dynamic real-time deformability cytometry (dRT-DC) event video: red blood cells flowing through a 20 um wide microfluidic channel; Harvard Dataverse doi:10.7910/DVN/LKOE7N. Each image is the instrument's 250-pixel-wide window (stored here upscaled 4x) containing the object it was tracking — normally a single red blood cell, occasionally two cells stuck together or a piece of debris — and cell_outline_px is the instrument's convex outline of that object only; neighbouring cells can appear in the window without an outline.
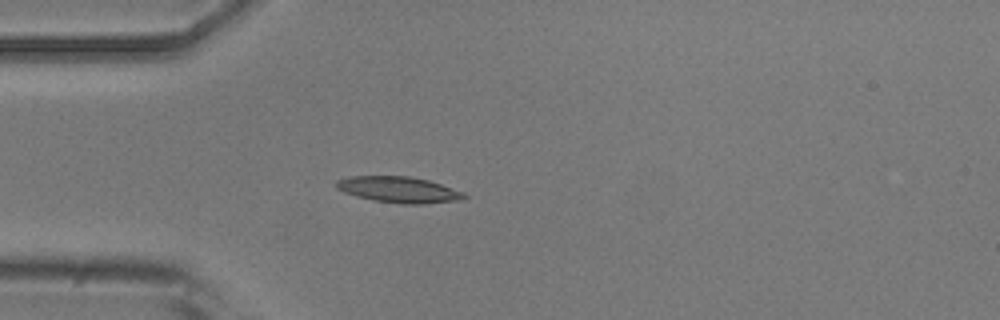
{"species": "common noctule bat (a hibernating species)", "species_latin": "Nyctalus noctula", "temperature_condition": "room temperature", "stored_images_in_passage": 4, "camera_frame_rate_fps": 3000, "um_per_image_px": 0.085, "animal": {"sex": "male", "body_mass_g": 20.5, "forearm_length_mm": 52.5}, "frame": {"image": 1, "passage_image": 4, "time_ms": 4.333, "image_size_px": [1000, 320], "cell_outline_px": [[468, 196], [460, 200], [424, 204], [400, 204], [376, 200], [356, 196], [344, 192], [336, 188], [336, 180], [348, 176], [408, 176], [428, 180], [464, 192]], "centroid_in_image_um": [33.89, 16.12], "position_along_channel_um": 51.1, "area_um2": 19.36}}